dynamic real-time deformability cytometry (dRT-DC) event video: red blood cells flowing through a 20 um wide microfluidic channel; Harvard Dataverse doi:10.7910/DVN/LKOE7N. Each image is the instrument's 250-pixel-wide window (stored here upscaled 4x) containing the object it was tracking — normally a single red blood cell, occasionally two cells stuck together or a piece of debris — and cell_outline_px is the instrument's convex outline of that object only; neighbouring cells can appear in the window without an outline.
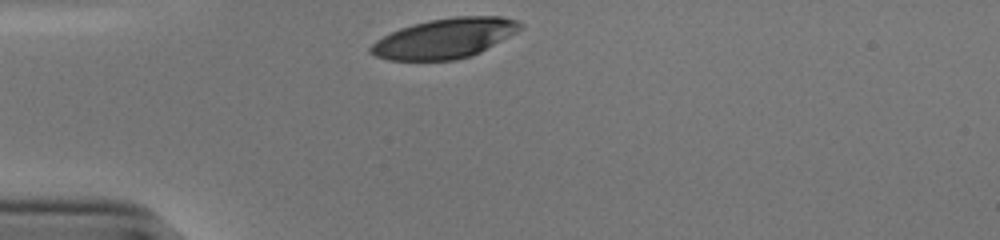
{"species": "human", "species_latin": "Homo sapiens", "temperature_condition": "cold", "stored_images_in_passage": 29, "camera_frame_rate_fps": 3000, "um_per_image_px": 0.085, "donor": {"sex": "male"}, "frame": {"image": 1, "passage_image": 1, "time_ms": 0.0, "image_size_px": [1000, 240], "cell_outline_px": [[524, 28], [480, 52], [472, 56], [456, 60], [388, 60], [376, 56], [368, 52], [368, 48], [376, 40], [400, 28], [412, 24], [428, 20], [456, 16], [500, 16], [516, 20], [524, 24]], "centroid_in_image_um": [37.81, 3.25], "position_along_channel_um": 47.2, "area_um2": 34.85}}
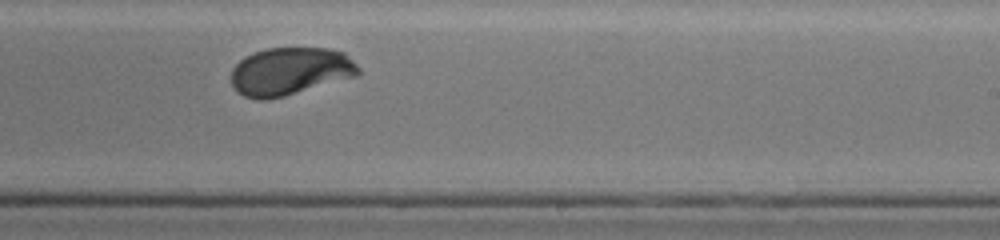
{"frame": {"image": 2, "passage_image": 20, "time_ms": 6.333, "image_size_px": [1000, 240], "cell_outline_px": [[360, 76], [284, 96], [268, 100], [256, 100], [244, 96], [236, 92], [232, 84], [232, 68], [244, 56], [268, 48], [328, 48], [344, 52], [360, 68]], "centroid_in_image_um": [24.68, 6.07], "position_along_channel_um": 264.3, "area_um2": 35.78}}
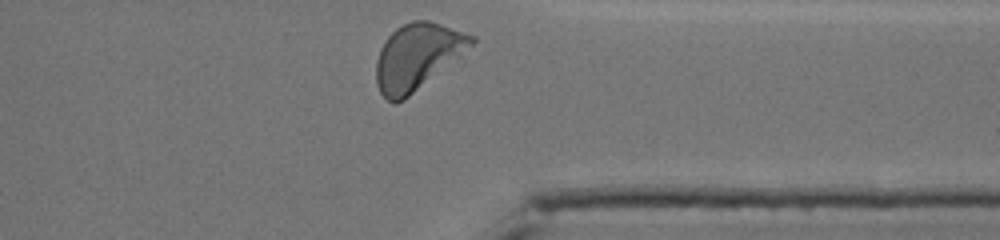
{"frame": {"image": 3, "passage_image": 29, "time_ms": 9.333, "image_size_px": [1000, 240], "cell_outline_px": [[476, 40], [464, 64], [404, 100], [396, 104], [392, 104], [380, 92], [376, 84], [376, 60], [380, 48], [388, 36], [396, 28], [412, 20], [428, 20], [476, 36]], "centroid_in_image_um": [35.64, 4.89], "position_along_channel_um": 375.8, "area_um2": 39.36}, "authors_computed_cell_mechanics": {"area_um2": 36.1828, "velocity_mm_per_s": 3.7749, "shape_relaxation_time_tau1_ms": 3.0111, "shape_relaxation_time_tau2_ms": null, "deformation_change_tau1": 0.1678, "deformation_change_tau2": null}}